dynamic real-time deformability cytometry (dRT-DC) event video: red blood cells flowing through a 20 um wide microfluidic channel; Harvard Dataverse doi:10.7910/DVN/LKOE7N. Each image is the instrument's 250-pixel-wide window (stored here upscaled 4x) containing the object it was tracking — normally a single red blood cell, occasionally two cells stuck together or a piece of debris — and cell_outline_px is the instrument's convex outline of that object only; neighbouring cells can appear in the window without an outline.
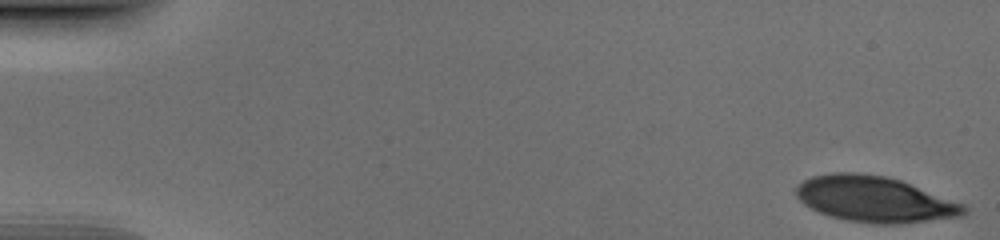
{"species": "human", "species_latin": "Homo sapiens", "temperature_condition": "cold", "stored_images_in_passage": 51, "camera_frame_rate_fps": 3000, "um_per_image_px": 0.085, "donor": {"sex": "male"}, "frame": {"image": 1, "passage_image": 1, "time_ms": 0.0, "image_size_px": [1000, 240], "cell_outline_px": [[968, 212], [960, 216], [896, 224], [876, 224], [848, 220], [832, 216], [820, 212], [804, 204], [796, 196], [796, 188], [804, 180], [812, 176], [832, 172], [852, 172], [884, 176], [900, 180], [964, 204], [968, 208]], "centroid_in_image_um": [74.35, 16.93], "position_along_channel_um": 10.7, "area_um2": 44.27}}
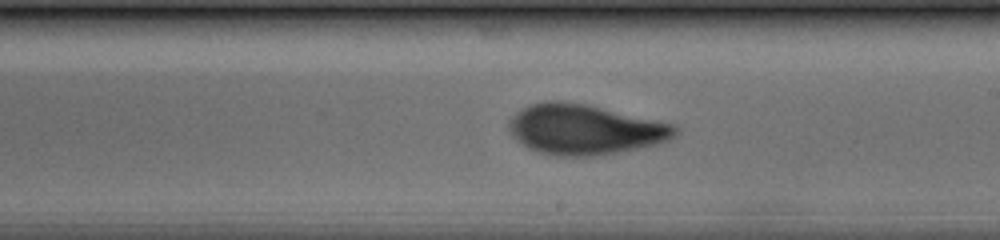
{"frame": {"image": 2, "passage_image": 30, "time_ms": 9.667, "image_size_px": [1000, 240], "cell_outline_px": [[680, 132], [676, 136], [660, 144], [620, 152], [596, 156], [556, 156], [536, 152], [528, 148], [516, 140], [508, 132], [508, 120], [520, 108], [528, 104], [548, 100], [560, 100], [588, 104], [676, 124], [680, 128]], "centroid_in_image_um": [49.71, 11.0], "position_along_channel_um": 239.3, "area_um2": 49.71}}
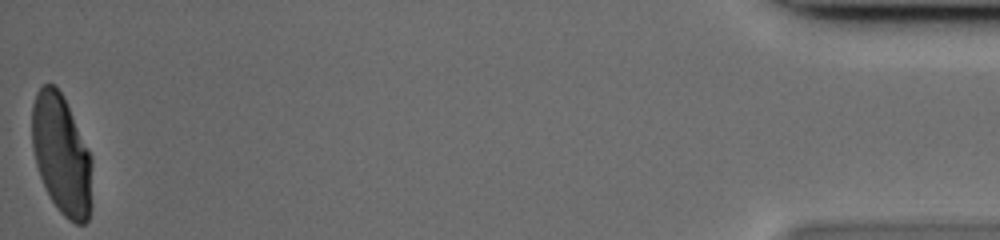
{"frame": {"image": 3, "passage_image": 51, "time_ms": 16.667, "image_size_px": [1000, 240], "cell_outline_px": [[92, 204], [88, 220], [84, 224], [76, 224], [68, 220], [60, 212], [52, 200], [40, 176], [36, 164], [32, 148], [32, 104], [36, 92], [44, 84], [52, 84], [64, 96], [92, 160]], "centroid_in_image_um": [5.24, 13.18], "position_along_channel_um": 430.0, "area_um2": 41.96}}